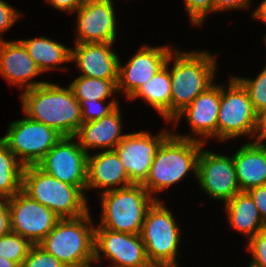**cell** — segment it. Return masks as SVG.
I'll return each mask as SVG.
<instances>
[{"label":"cell","mask_w":266,"mask_h":267,"mask_svg":"<svg viewBox=\"0 0 266 267\" xmlns=\"http://www.w3.org/2000/svg\"><path fill=\"white\" fill-rule=\"evenodd\" d=\"M20 100L23 114L55 129L63 137H73L82 121L79 101L71 88L49 83L23 91Z\"/></svg>","instance_id":"obj_1"},{"label":"cell","mask_w":266,"mask_h":267,"mask_svg":"<svg viewBox=\"0 0 266 267\" xmlns=\"http://www.w3.org/2000/svg\"><path fill=\"white\" fill-rule=\"evenodd\" d=\"M174 52V53H173ZM216 56L208 51L172 50L171 77V122L195 97L214 84L217 73Z\"/></svg>","instance_id":"obj_2"},{"label":"cell","mask_w":266,"mask_h":267,"mask_svg":"<svg viewBox=\"0 0 266 267\" xmlns=\"http://www.w3.org/2000/svg\"><path fill=\"white\" fill-rule=\"evenodd\" d=\"M204 143L180 138L171 132L160 144L143 187L156 200V193L182 181L192 170L197 177L198 158Z\"/></svg>","instance_id":"obj_3"},{"label":"cell","mask_w":266,"mask_h":267,"mask_svg":"<svg viewBox=\"0 0 266 267\" xmlns=\"http://www.w3.org/2000/svg\"><path fill=\"white\" fill-rule=\"evenodd\" d=\"M90 210L80 217L63 218L38 244L66 267L94 261L95 221Z\"/></svg>","instance_id":"obj_4"},{"label":"cell","mask_w":266,"mask_h":267,"mask_svg":"<svg viewBox=\"0 0 266 267\" xmlns=\"http://www.w3.org/2000/svg\"><path fill=\"white\" fill-rule=\"evenodd\" d=\"M21 190L61 219L80 217L89 211L87 197L77 186L48 175L37 165L23 168Z\"/></svg>","instance_id":"obj_5"},{"label":"cell","mask_w":266,"mask_h":267,"mask_svg":"<svg viewBox=\"0 0 266 267\" xmlns=\"http://www.w3.org/2000/svg\"><path fill=\"white\" fill-rule=\"evenodd\" d=\"M100 194V227L115 232L141 233L146 212L156 200L142 184H132Z\"/></svg>","instance_id":"obj_6"},{"label":"cell","mask_w":266,"mask_h":267,"mask_svg":"<svg viewBox=\"0 0 266 267\" xmlns=\"http://www.w3.org/2000/svg\"><path fill=\"white\" fill-rule=\"evenodd\" d=\"M246 134L254 141L258 140L257 112L253 108L247 90L234 76H231L227 87L221 83L218 141L224 142Z\"/></svg>","instance_id":"obj_7"},{"label":"cell","mask_w":266,"mask_h":267,"mask_svg":"<svg viewBox=\"0 0 266 267\" xmlns=\"http://www.w3.org/2000/svg\"><path fill=\"white\" fill-rule=\"evenodd\" d=\"M155 200L146 212L140 236L149 262L178 264L181 230L165 203Z\"/></svg>","instance_id":"obj_8"},{"label":"cell","mask_w":266,"mask_h":267,"mask_svg":"<svg viewBox=\"0 0 266 267\" xmlns=\"http://www.w3.org/2000/svg\"><path fill=\"white\" fill-rule=\"evenodd\" d=\"M24 116L10 122L6 135L0 139L25 167L37 165L63 136L50 126Z\"/></svg>","instance_id":"obj_9"},{"label":"cell","mask_w":266,"mask_h":267,"mask_svg":"<svg viewBox=\"0 0 266 267\" xmlns=\"http://www.w3.org/2000/svg\"><path fill=\"white\" fill-rule=\"evenodd\" d=\"M11 232L38 245L55 227L59 218L52 210L22 190L8 199Z\"/></svg>","instance_id":"obj_10"},{"label":"cell","mask_w":266,"mask_h":267,"mask_svg":"<svg viewBox=\"0 0 266 267\" xmlns=\"http://www.w3.org/2000/svg\"><path fill=\"white\" fill-rule=\"evenodd\" d=\"M73 137H63L37 166L48 175L72 186L84 194L87 184V156Z\"/></svg>","instance_id":"obj_11"},{"label":"cell","mask_w":266,"mask_h":267,"mask_svg":"<svg viewBox=\"0 0 266 267\" xmlns=\"http://www.w3.org/2000/svg\"><path fill=\"white\" fill-rule=\"evenodd\" d=\"M202 149L198 158L197 177L199 187L208 197L226 203L242 192L236 176L233 156H224Z\"/></svg>","instance_id":"obj_12"},{"label":"cell","mask_w":266,"mask_h":267,"mask_svg":"<svg viewBox=\"0 0 266 267\" xmlns=\"http://www.w3.org/2000/svg\"><path fill=\"white\" fill-rule=\"evenodd\" d=\"M171 132L165 128L152 135L141 130L126 134L116 146L115 151L133 184H142L146 180L158 147Z\"/></svg>","instance_id":"obj_13"},{"label":"cell","mask_w":266,"mask_h":267,"mask_svg":"<svg viewBox=\"0 0 266 267\" xmlns=\"http://www.w3.org/2000/svg\"><path fill=\"white\" fill-rule=\"evenodd\" d=\"M102 256L114 266L111 267H141L149 260L140 234L115 232L95 227L94 262L101 261Z\"/></svg>","instance_id":"obj_14"},{"label":"cell","mask_w":266,"mask_h":267,"mask_svg":"<svg viewBox=\"0 0 266 267\" xmlns=\"http://www.w3.org/2000/svg\"><path fill=\"white\" fill-rule=\"evenodd\" d=\"M221 84L210 86L205 92L199 94L193 101L179 112L172 120L175 127L182 118L187 120L194 136L176 133L174 135L192 139L206 144L208 138L218 139V112L220 105ZM196 136V137H195ZM206 138V139H205Z\"/></svg>","instance_id":"obj_15"},{"label":"cell","mask_w":266,"mask_h":267,"mask_svg":"<svg viewBox=\"0 0 266 267\" xmlns=\"http://www.w3.org/2000/svg\"><path fill=\"white\" fill-rule=\"evenodd\" d=\"M113 0H85L77 14L75 43H115L116 11Z\"/></svg>","instance_id":"obj_16"},{"label":"cell","mask_w":266,"mask_h":267,"mask_svg":"<svg viewBox=\"0 0 266 267\" xmlns=\"http://www.w3.org/2000/svg\"><path fill=\"white\" fill-rule=\"evenodd\" d=\"M171 46H141L125 65L119 60L117 91L128 99L165 66Z\"/></svg>","instance_id":"obj_17"},{"label":"cell","mask_w":266,"mask_h":267,"mask_svg":"<svg viewBox=\"0 0 266 267\" xmlns=\"http://www.w3.org/2000/svg\"><path fill=\"white\" fill-rule=\"evenodd\" d=\"M41 74L20 40H0V75L7 82L26 91L46 83L31 81Z\"/></svg>","instance_id":"obj_18"},{"label":"cell","mask_w":266,"mask_h":267,"mask_svg":"<svg viewBox=\"0 0 266 267\" xmlns=\"http://www.w3.org/2000/svg\"><path fill=\"white\" fill-rule=\"evenodd\" d=\"M70 61L86 77L118 80L119 57L112 50L114 43H74Z\"/></svg>","instance_id":"obj_19"},{"label":"cell","mask_w":266,"mask_h":267,"mask_svg":"<svg viewBox=\"0 0 266 267\" xmlns=\"http://www.w3.org/2000/svg\"><path fill=\"white\" fill-rule=\"evenodd\" d=\"M132 184L115 150L88 154L86 191L103 188L104 193Z\"/></svg>","instance_id":"obj_20"},{"label":"cell","mask_w":266,"mask_h":267,"mask_svg":"<svg viewBox=\"0 0 266 267\" xmlns=\"http://www.w3.org/2000/svg\"><path fill=\"white\" fill-rule=\"evenodd\" d=\"M120 106L107 116L81 124L74 137L87 154L90 149L115 150L125 137L126 134H121L123 123Z\"/></svg>","instance_id":"obj_21"},{"label":"cell","mask_w":266,"mask_h":267,"mask_svg":"<svg viewBox=\"0 0 266 267\" xmlns=\"http://www.w3.org/2000/svg\"><path fill=\"white\" fill-rule=\"evenodd\" d=\"M264 141H248L232 155L237 181L242 192L266 185V144Z\"/></svg>","instance_id":"obj_22"},{"label":"cell","mask_w":266,"mask_h":267,"mask_svg":"<svg viewBox=\"0 0 266 267\" xmlns=\"http://www.w3.org/2000/svg\"><path fill=\"white\" fill-rule=\"evenodd\" d=\"M229 227L248 239L266 229L258 208L247 192H240L224 203Z\"/></svg>","instance_id":"obj_23"},{"label":"cell","mask_w":266,"mask_h":267,"mask_svg":"<svg viewBox=\"0 0 266 267\" xmlns=\"http://www.w3.org/2000/svg\"><path fill=\"white\" fill-rule=\"evenodd\" d=\"M170 62L172 63L171 54L166 60L165 66L161 68L151 80L141 85L129 98V100L141 98L169 123H171Z\"/></svg>","instance_id":"obj_24"},{"label":"cell","mask_w":266,"mask_h":267,"mask_svg":"<svg viewBox=\"0 0 266 267\" xmlns=\"http://www.w3.org/2000/svg\"><path fill=\"white\" fill-rule=\"evenodd\" d=\"M25 46L29 56L38 66L39 70L46 73L49 70L65 69L60 65L71 62V48L44 36L19 39Z\"/></svg>","instance_id":"obj_25"},{"label":"cell","mask_w":266,"mask_h":267,"mask_svg":"<svg viewBox=\"0 0 266 267\" xmlns=\"http://www.w3.org/2000/svg\"><path fill=\"white\" fill-rule=\"evenodd\" d=\"M24 166L0 139V198L10 199L21 190Z\"/></svg>","instance_id":"obj_26"},{"label":"cell","mask_w":266,"mask_h":267,"mask_svg":"<svg viewBox=\"0 0 266 267\" xmlns=\"http://www.w3.org/2000/svg\"><path fill=\"white\" fill-rule=\"evenodd\" d=\"M76 99L106 100L117 93V81L79 76L68 85Z\"/></svg>","instance_id":"obj_27"},{"label":"cell","mask_w":266,"mask_h":267,"mask_svg":"<svg viewBox=\"0 0 266 267\" xmlns=\"http://www.w3.org/2000/svg\"><path fill=\"white\" fill-rule=\"evenodd\" d=\"M32 246L28 239L10 232L0 237V256L21 266Z\"/></svg>","instance_id":"obj_28"},{"label":"cell","mask_w":266,"mask_h":267,"mask_svg":"<svg viewBox=\"0 0 266 267\" xmlns=\"http://www.w3.org/2000/svg\"><path fill=\"white\" fill-rule=\"evenodd\" d=\"M234 77L247 90L253 108L256 112L266 106V65L254 79L237 76Z\"/></svg>","instance_id":"obj_29"},{"label":"cell","mask_w":266,"mask_h":267,"mask_svg":"<svg viewBox=\"0 0 266 267\" xmlns=\"http://www.w3.org/2000/svg\"><path fill=\"white\" fill-rule=\"evenodd\" d=\"M77 100L80 103L83 123L107 116L120 105L115 98L109 100L107 105L104 103L105 100Z\"/></svg>","instance_id":"obj_30"},{"label":"cell","mask_w":266,"mask_h":267,"mask_svg":"<svg viewBox=\"0 0 266 267\" xmlns=\"http://www.w3.org/2000/svg\"><path fill=\"white\" fill-rule=\"evenodd\" d=\"M190 24L202 26L209 13H215L214 0H184Z\"/></svg>","instance_id":"obj_31"},{"label":"cell","mask_w":266,"mask_h":267,"mask_svg":"<svg viewBox=\"0 0 266 267\" xmlns=\"http://www.w3.org/2000/svg\"><path fill=\"white\" fill-rule=\"evenodd\" d=\"M21 267H66L52 254L47 253L41 246L33 245L24 259Z\"/></svg>","instance_id":"obj_32"},{"label":"cell","mask_w":266,"mask_h":267,"mask_svg":"<svg viewBox=\"0 0 266 267\" xmlns=\"http://www.w3.org/2000/svg\"><path fill=\"white\" fill-rule=\"evenodd\" d=\"M247 251L252 255L249 267H266V229L247 239Z\"/></svg>","instance_id":"obj_33"},{"label":"cell","mask_w":266,"mask_h":267,"mask_svg":"<svg viewBox=\"0 0 266 267\" xmlns=\"http://www.w3.org/2000/svg\"><path fill=\"white\" fill-rule=\"evenodd\" d=\"M20 13L7 1L0 0V35L6 33L5 31L9 30L19 20V17L22 16ZM0 40H2V37H0Z\"/></svg>","instance_id":"obj_34"},{"label":"cell","mask_w":266,"mask_h":267,"mask_svg":"<svg viewBox=\"0 0 266 267\" xmlns=\"http://www.w3.org/2000/svg\"><path fill=\"white\" fill-rule=\"evenodd\" d=\"M258 208L263 223L266 225V185L252 188L247 191Z\"/></svg>","instance_id":"obj_35"},{"label":"cell","mask_w":266,"mask_h":267,"mask_svg":"<svg viewBox=\"0 0 266 267\" xmlns=\"http://www.w3.org/2000/svg\"><path fill=\"white\" fill-rule=\"evenodd\" d=\"M85 0H47L48 4L54 9L65 11L66 13H73L84 3Z\"/></svg>","instance_id":"obj_36"},{"label":"cell","mask_w":266,"mask_h":267,"mask_svg":"<svg viewBox=\"0 0 266 267\" xmlns=\"http://www.w3.org/2000/svg\"><path fill=\"white\" fill-rule=\"evenodd\" d=\"M11 232L8 199L0 198V237Z\"/></svg>","instance_id":"obj_37"},{"label":"cell","mask_w":266,"mask_h":267,"mask_svg":"<svg viewBox=\"0 0 266 267\" xmlns=\"http://www.w3.org/2000/svg\"><path fill=\"white\" fill-rule=\"evenodd\" d=\"M215 12L227 11L229 9H243L250 6V0H214Z\"/></svg>","instance_id":"obj_38"},{"label":"cell","mask_w":266,"mask_h":267,"mask_svg":"<svg viewBox=\"0 0 266 267\" xmlns=\"http://www.w3.org/2000/svg\"><path fill=\"white\" fill-rule=\"evenodd\" d=\"M257 137L266 140V106L257 112Z\"/></svg>","instance_id":"obj_39"},{"label":"cell","mask_w":266,"mask_h":267,"mask_svg":"<svg viewBox=\"0 0 266 267\" xmlns=\"http://www.w3.org/2000/svg\"><path fill=\"white\" fill-rule=\"evenodd\" d=\"M252 17L259 19L261 22L266 24V0H262L259 5L252 11Z\"/></svg>","instance_id":"obj_40"},{"label":"cell","mask_w":266,"mask_h":267,"mask_svg":"<svg viewBox=\"0 0 266 267\" xmlns=\"http://www.w3.org/2000/svg\"><path fill=\"white\" fill-rule=\"evenodd\" d=\"M141 267H179V264L165 262H148L146 265Z\"/></svg>","instance_id":"obj_41"},{"label":"cell","mask_w":266,"mask_h":267,"mask_svg":"<svg viewBox=\"0 0 266 267\" xmlns=\"http://www.w3.org/2000/svg\"><path fill=\"white\" fill-rule=\"evenodd\" d=\"M0 267H21L18 263L0 256Z\"/></svg>","instance_id":"obj_42"},{"label":"cell","mask_w":266,"mask_h":267,"mask_svg":"<svg viewBox=\"0 0 266 267\" xmlns=\"http://www.w3.org/2000/svg\"><path fill=\"white\" fill-rule=\"evenodd\" d=\"M92 264H94V261L83 264V265L74 266V267H96L97 266V265L93 266Z\"/></svg>","instance_id":"obj_43"},{"label":"cell","mask_w":266,"mask_h":267,"mask_svg":"<svg viewBox=\"0 0 266 267\" xmlns=\"http://www.w3.org/2000/svg\"><path fill=\"white\" fill-rule=\"evenodd\" d=\"M264 38V43H265V46H266V34H265V36L263 37Z\"/></svg>","instance_id":"obj_44"}]
</instances>
